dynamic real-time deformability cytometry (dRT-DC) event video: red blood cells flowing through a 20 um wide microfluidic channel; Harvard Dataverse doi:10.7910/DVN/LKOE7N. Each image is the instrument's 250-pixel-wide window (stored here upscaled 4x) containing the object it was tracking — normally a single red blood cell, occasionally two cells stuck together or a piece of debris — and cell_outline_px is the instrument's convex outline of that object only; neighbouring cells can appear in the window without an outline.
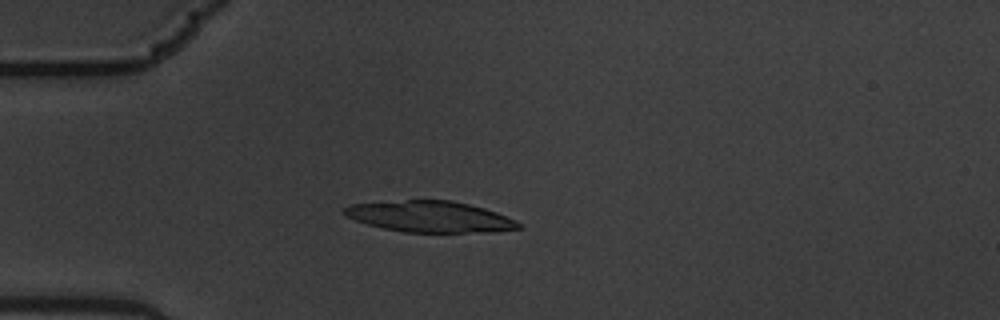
{"species": "common noctule bat (a hibernating species)", "species_latin": "Nyctalus noctula", "temperature_condition": "warm", "stored_images_in_passage": 5, "camera_frame_rate_fps": 3000, "um_per_image_px": 0.085, "animal": {"sex": "male", "body_mass_g": 19.5, "forearm_length_mm": 54.6}, "frame": {"image": 1, "passage_image": 5, "time_ms": 1.333, "image_size_px": [1000, 320], "cell_outline_px": [[520, 228], [488, 232], [404, 232], [384, 228], [368, 224], [344, 216], [340, 212], [344, 208], [352, 204], [408, 200], [452, 200], [484, 208], [496, 212], [516, 220], [520, 224]], "centroid_in_image_um": [36.53, 18.41], "position_along_channel_um": 48.5, "area_um2": 31.39}}